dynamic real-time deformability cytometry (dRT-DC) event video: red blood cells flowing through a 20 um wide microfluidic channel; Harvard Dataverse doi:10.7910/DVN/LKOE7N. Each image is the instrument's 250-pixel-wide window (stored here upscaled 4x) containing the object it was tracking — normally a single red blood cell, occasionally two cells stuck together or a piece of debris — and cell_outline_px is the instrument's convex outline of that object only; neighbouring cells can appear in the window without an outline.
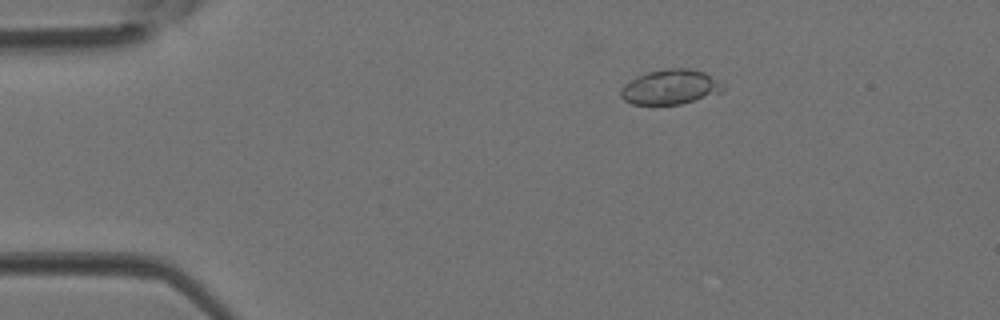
{"species": "Egyptian fruit bat (a non-hibernating species)", "species_latin": "Rousettus aegyptiacus", "temperature_condition": "room temperature", "stored_images_in_passage": 3, "camera_frame_rate_fps": 3000, "um_per_image_px": 0.085, "animal": {"sex": "female"}, "frame": {"image": 1, "passage_image": 2, "time_ms": 0.333, "image_size_px": [1000, 320], "cell_outline_px": [[724, 92], [680, 104], [632, 104], [624, 100], [620, 96], [620, 88], [624, 84], [636, 76], [648, 72], [668, 68], [688, 68], [704, 72], [724, 80]], "centroid_in_image_um": [57.03, 7.38], "position_along_channel_um": 28.0, "area_um2": 21.1}}